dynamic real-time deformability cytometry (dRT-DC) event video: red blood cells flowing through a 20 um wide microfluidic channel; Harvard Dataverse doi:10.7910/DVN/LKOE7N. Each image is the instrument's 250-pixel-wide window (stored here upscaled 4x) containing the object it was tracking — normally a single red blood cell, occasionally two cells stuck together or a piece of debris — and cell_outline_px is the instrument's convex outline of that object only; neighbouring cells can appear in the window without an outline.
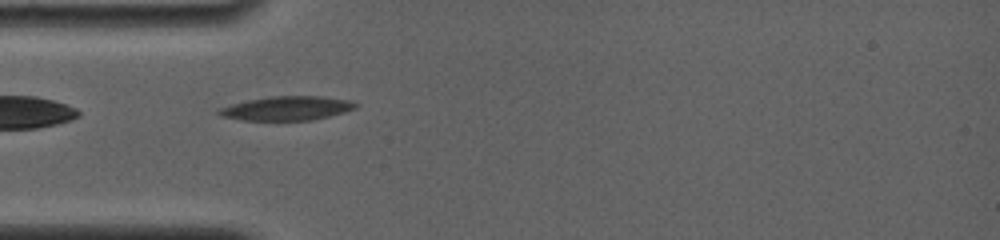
{"species": "common noctule bat (a hibernating species)", "species_latin": "Nyctalus noctula", "temperature_condition": "room temperature", "stored_images_in_passage": 9, "camera_frame_rate_fps": 4000, "um_per_image_px": 0.085, "animal": {"sex": "female", "body_mass_g": 19.0, "forearm_length_mm": 56.7}, "frame": {"image": 1, "passage_image": 1, "time_ms": 0.0, "image_size_px": [1000, 240], "cell_outline_px": [[360, 104], [356, 108], [344, 112], [312, 120], [240, 120], [220, 116], [216, 112], [216, 108], [248, 100], [268, 96], [320, 96], [352, 100]], "centroid_in_image_um": [24.37, 9.2], "position_along_channel_um": 60.6, "area_um2": 19.36}}
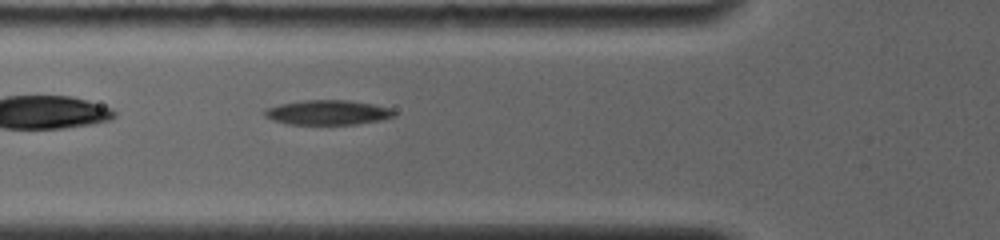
{"frame": {"image": 2, "passage_image": 7, "time_ms": 1.0, "image_size_px": [1000, 240], "cell_outline_px": [[396, 116], [380, 120], [356, 124], [288, 124], [272, 120], [264, 116], [264, 108], [280, 104], [304, 100], [348, 100], [372, 104], [388, 108], [396, 112]], "centroid_in_image_um": [27.83, 9.56], "position_along_channel_um": 98.0, "area_um2": 18.61}}